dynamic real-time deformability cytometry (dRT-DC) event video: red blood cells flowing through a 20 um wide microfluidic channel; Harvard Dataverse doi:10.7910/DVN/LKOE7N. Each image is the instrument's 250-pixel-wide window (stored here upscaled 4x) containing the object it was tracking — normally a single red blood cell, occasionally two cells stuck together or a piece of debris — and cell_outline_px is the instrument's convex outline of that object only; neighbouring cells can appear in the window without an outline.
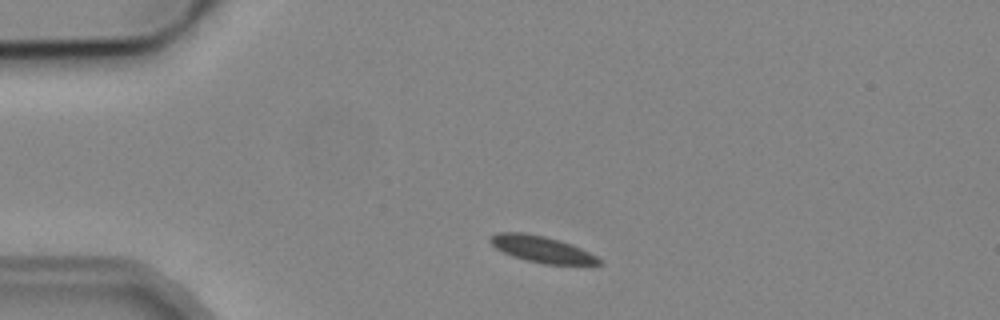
{"species": "common noctule bat (a hibernating species)", "species_latin": "Nyctalus noctula", "temperature_condition": "cold", "stored_images_in_passage": 2, "camera_frame_rate_fps": 3000, "um_per_image_px": 0.085, "animal": {"sex": "male", "body_mass_g": 19.2, "forearm_length_mm": 51.8}, "frame": {"image": 1, "passage_image": 1, "time_ms": 0.0, "image_size_px": [1000, 320], "cell_outline_px": [[600, 264], [544, 264], [512, 256], [496, 248], [488, 240], [496, 232], [524, 232], [544, 236], [580, 248], [596, 256], [600, 260]], "centroid_in_image_um": [45.99, 21.17], "position_along_channel_um": 39.0, "area_um2": 16.24}}